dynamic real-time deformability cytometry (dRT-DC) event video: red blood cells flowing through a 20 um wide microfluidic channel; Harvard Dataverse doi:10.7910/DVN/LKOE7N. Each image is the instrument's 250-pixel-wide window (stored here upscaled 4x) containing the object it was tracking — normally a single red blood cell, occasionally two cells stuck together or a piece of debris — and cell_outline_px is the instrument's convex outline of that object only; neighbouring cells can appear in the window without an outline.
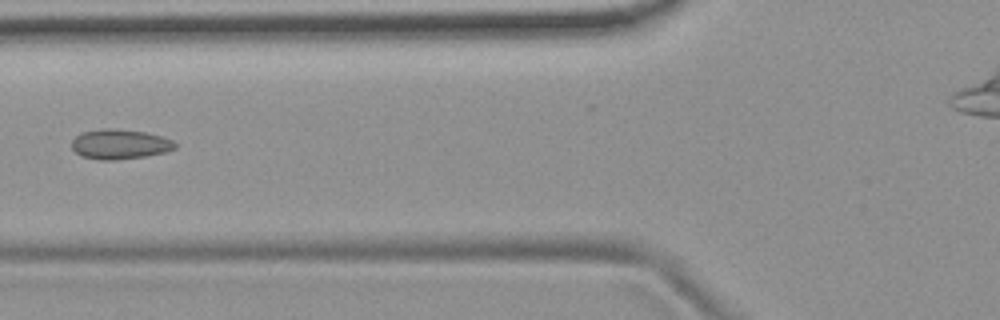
{"species": "common noctule bat (a hibernating species)", "species_latin": "Nyctalus noctula", "temperature_condition": "room temperature", "stored_images_in_passage": 10, "camera_frame_rate_fps": 3000, "um_per_image_px": 0.085, "animal": {"sex": "female", "body_mass_g": 19.9}, "frame": {"image": 1, "passage_image": 6, "time_ms": 6.667, "image_size_px": [1000, 320], "cell_outline_px": [[176, 148], [164, 152], [144, 156], [116, 160], [100, 160], [80, 156], [72, 148], [72, 140], [76, 136], [84, 132], [104, 128], [112, 128], [144, 132], [160, 136], [172, 140], [176, 144]], "centroid_in_image_um": [10.16, 12.26], "position_along_channel_um": 115.6, "area_um2": 17.8}}
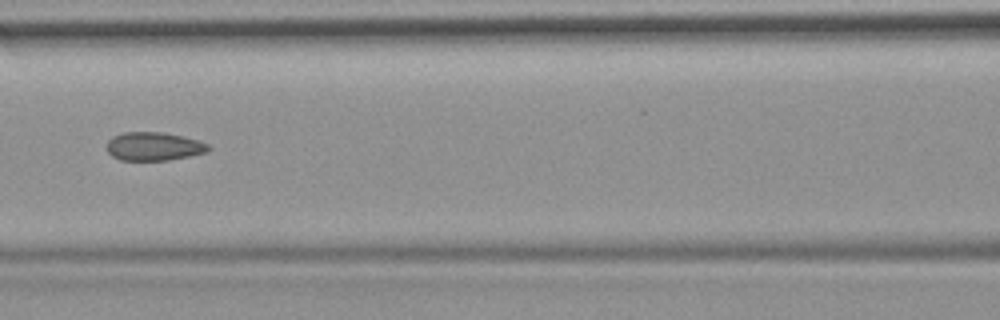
{"frame": {"image": 2, "passage_image": 7, "time_ms": 7.667, "image_size_px": [1000, 320], "cell_outline_px": [[212, 148], [208, 152], [168, 160], [120, 160], [112, 156], [108, 152], [108, 140], [112, 136], [124, 132], [164, 132], [184, 136], [200, 140], [208, 144]], "centroid_in_image_um": [13.11, 12.43], "position_along_channel_um": 153.5, "area_um2": 16.99}}